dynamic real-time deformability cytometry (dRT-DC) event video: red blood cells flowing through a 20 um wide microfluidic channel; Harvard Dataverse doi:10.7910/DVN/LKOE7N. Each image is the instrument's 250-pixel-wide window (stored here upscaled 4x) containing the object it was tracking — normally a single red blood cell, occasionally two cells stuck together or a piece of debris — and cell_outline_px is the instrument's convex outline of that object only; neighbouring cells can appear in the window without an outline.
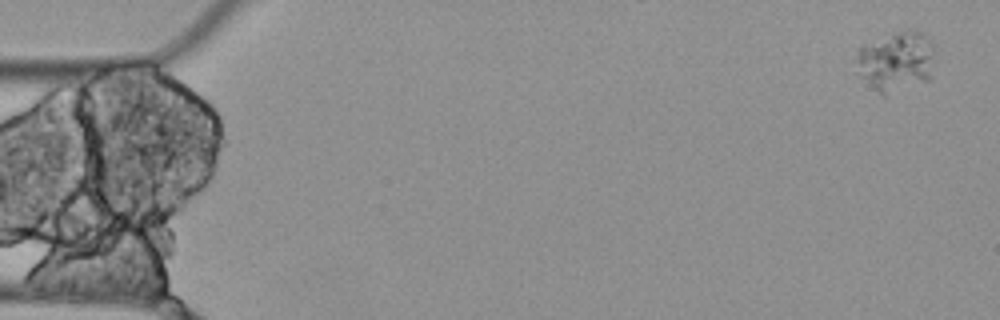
{"species": "Egyptian fruit bat (a non-hibernating species)", "species_latin": "Rousettus aegyptiacus", "temperature_condition": "cold", "stored_images_in_passage": 4, "camera_frame_rate_fps": 3000, "um_per_image_px": 0.085, "animal": {"sex": "female"}, "frame": {"image": 1, "passage_image": 1, "time_ms": 0.0, "image_size_px": [1000, 320], "cell_outline_px": [[936, 48], [932, 80], [884, 96], [860, 76], [860, 44], [892, 32], [904, 28], [916, 28], [924, 32], [928, 36]], "centroid_in_image_um": [76.3, 5.15], "position_along_channel_um": 8.7, "area_um2": 28.32}}